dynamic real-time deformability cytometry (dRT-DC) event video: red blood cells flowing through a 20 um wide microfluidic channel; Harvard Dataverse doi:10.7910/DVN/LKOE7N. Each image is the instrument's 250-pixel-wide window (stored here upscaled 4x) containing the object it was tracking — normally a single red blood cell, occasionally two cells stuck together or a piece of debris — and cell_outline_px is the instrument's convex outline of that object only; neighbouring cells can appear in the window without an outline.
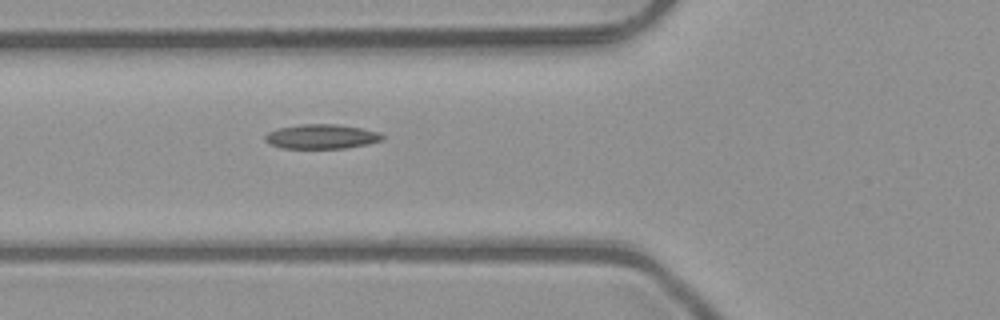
{"species": "common noctule bat (a hibernating species)", "species_latin": "Nyctalus noctula", "temperature_condition": "room temperature", "stored_images_in_passage": 3, "camera_frame_rate_fps": 3000, "um_per_image_px": 0.085, "animal": {"sex": "male", "body_mass_g": 23.1, "forearm_length_mm": 52.7}, "frame": {"image": 1, "passage_image": 3, "time_ms": 0.667, "image_size_px": [1000, 320], "cell_outline_px": [[384, 140], [368, 144], [344, 148], [280, 148], [268, 144], [264, 140], [264, 136], [268, 132], [280, 128], [300, 124], [340, 124], [380, 132], [384, 136]], "centroid_in_image_um": [27.33, 11.61], "position_along_channel_um": 98.5, "area_um2": 16.88}}